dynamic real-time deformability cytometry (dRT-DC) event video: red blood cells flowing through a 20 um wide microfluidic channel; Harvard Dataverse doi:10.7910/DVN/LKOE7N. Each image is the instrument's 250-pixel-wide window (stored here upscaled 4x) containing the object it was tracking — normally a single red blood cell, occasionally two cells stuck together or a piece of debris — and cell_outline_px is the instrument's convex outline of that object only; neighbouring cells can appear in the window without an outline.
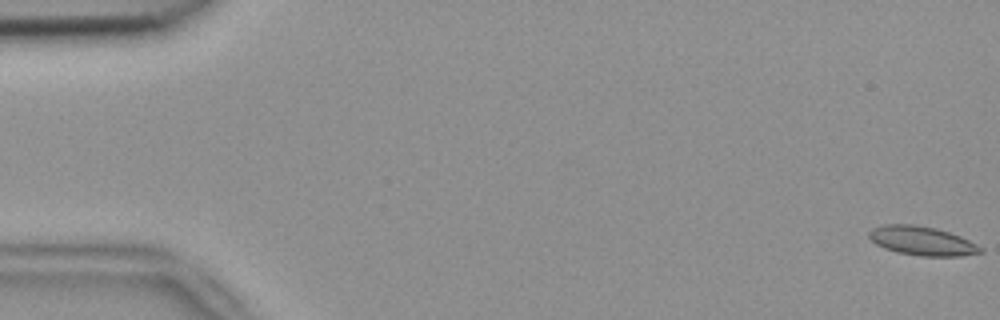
{"species": "common noctule bat (a hibernating species)", "species_latin": "Nyctalus noctula", "temperature_condition": "room temperature", "stored_images_in_passage": 14, "camera_frame_rate_fps": 3000, "um_per_image_px": 0.085, "animal": {"sex": "female", "body_mass_g": 18.4}, "frame": {"image": 1, "passage_image": 1, "time_ms": 0.0, "image_size_px": [1000, 320], "cell_outline_px": [[984, 252], [964, 256], [920, 256], [896, 252], [884, 248], [876, 244], [868, 236], [868, 232], [872, 228], [884, 224], [912, 224], [936, 228], [960, 236], [984, 248]], "centroid_in_image_um": [78.38, 20.48], "position_along_channel_um": 6.6, "area_um2": 18.96}}